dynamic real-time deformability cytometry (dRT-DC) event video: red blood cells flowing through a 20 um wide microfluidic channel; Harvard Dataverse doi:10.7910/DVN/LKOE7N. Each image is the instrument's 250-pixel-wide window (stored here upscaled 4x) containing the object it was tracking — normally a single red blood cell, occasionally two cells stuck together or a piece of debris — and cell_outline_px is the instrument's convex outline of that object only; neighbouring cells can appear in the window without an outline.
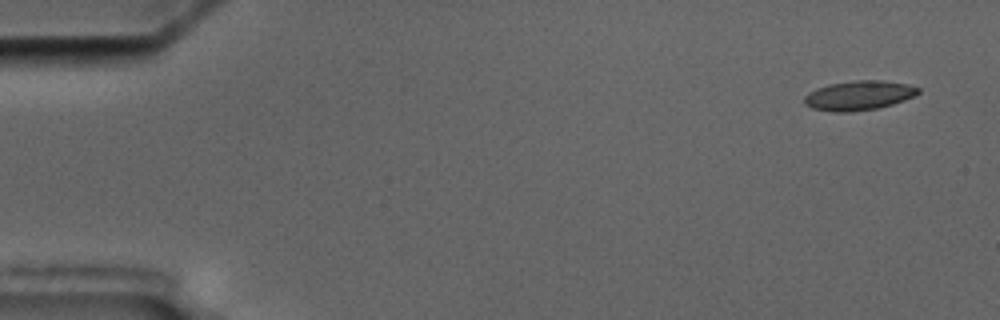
{"species": "common noctule bat (a hibernating species)", "species_latin": "Nyctalus noctula", "temperature_condition": "cold", "stored_images_in_passage": 5, "camera_frame_rate_fps": 3000, "um_per_image_px": 0.085, "animal": {"sex": "male", "body_mass_g": 17.5, "forearm_length_mm": 52.3}, "frame": {"image": 1, "passage_image": 1, "time_ms": 0.0, "image_size_px": [1000, 320], "cell_outline_px": [[920, 92], [904, 100], [892, 104], [876, 108], [848, 112], [832, 112], [812, 108], [804, 104], [804, 96], [808, 92], [816, 88], [828, 84], [856, 80], [880, 80], [908, 84], [920, 88]], "centroid_in_image_um": [72.96, 8.11], "position_along_channel_um": 12.0, "area_um2": 19.54}}
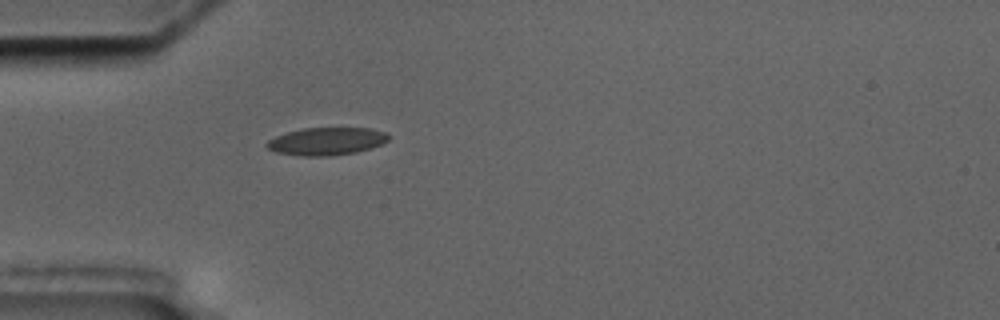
{"frame": {"image": 2, "passage_image": 5, "time_ms": 4.667, "image_size_px": [1000, 320], "cell_outline_px": [[388, 140], [372, 148], [356, 152], [332, 156], [300, 156], [276, 152], [268, 148], [264, 144], [268, 140], [276, 136], [300, 128], [368, 128], [384, 132], [388, 136]], "centroid_in_image_um": [27.72, 12.01], "position_along_channel_um": 57.3, "area_um2": 19.59}}